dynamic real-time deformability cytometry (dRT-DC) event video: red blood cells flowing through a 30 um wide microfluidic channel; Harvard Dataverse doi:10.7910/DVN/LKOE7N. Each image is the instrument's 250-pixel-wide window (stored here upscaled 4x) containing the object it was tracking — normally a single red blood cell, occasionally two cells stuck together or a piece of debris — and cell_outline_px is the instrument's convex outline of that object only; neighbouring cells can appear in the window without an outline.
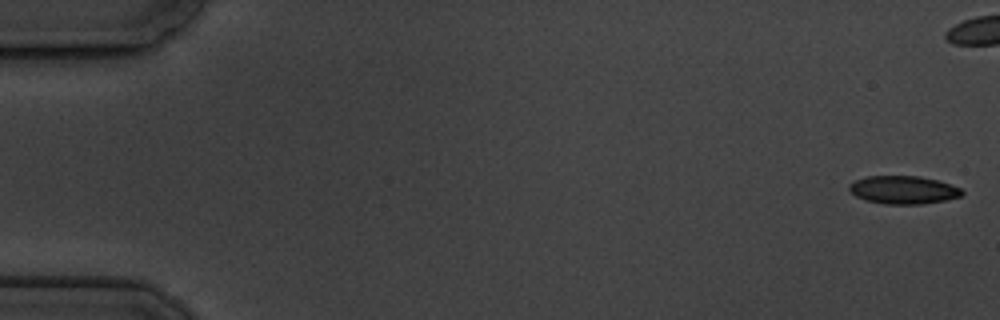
{"species": "common noctule bat (a hibernating species)", "species_latin": "Nyctalus noctula", "temperature_condition": "cold", "stored_images_in_passage": 17, "camera_frame_rate_fps": 3000, "um_per_image_px": 0.085, "animal": {"sex": "male", "body_mass_g": 19.5, "forearm_length_mm": 54.6}, "frame": {"image": 1, "passage_image": 1, "time_ms": 0.0, "image_size_px": [1000, 320], "cell_outline_px": [[964, 192], [960, 196], [944, 200], [920, 204], [884, 204], [864, 200], [856, 196], [848, 188], [848, 184], [856, 180], [868, 176], [920, 176], [936, 180], [960, 188]], "centroid_in_image_um": [76.74, 16.14], "position_along_channel_um": 8.3, "area_um2": 18.26}}
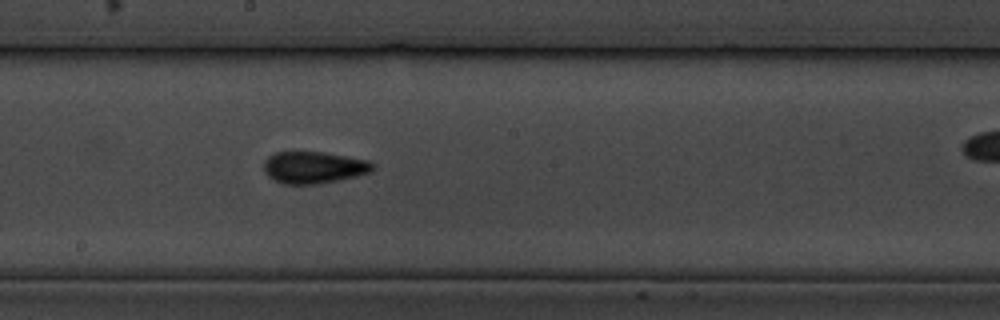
{"frame": {"image": 2, "passage_image": 10, "time_ms": 10.333, "image_size_px": [1000, 320], "cell_outline_px": [[376, 164], [372, 172], [356, 176], [316, 184], [284, 184], [268, 176], [264, 172], [264, 160], [272, 152], [324, 152], [368, 160]], "centroid_in_image_um": [26.67, 14.22], "position_along_channel_um": 221.5, "area_um2": 20.29}}
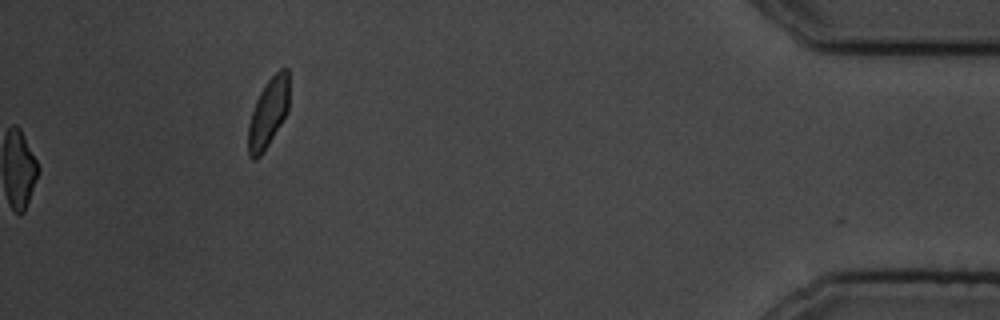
{"frame": {"image": 3, "passage_image": 17, "time_ms": 19.333, "image_size_px": [1000, 320], "cell_outline_px": [[288, 112], [268, 144], [260, 156], [256, 160], [252, 160], [248, 156], [248, 124], [256, 100], [264, 84], [280, 68], [288, 68]], "centroid_in_image_um": [22.79, 9.6], "position_along_channel_um": 412.4, "area_um2": 16.42}, "authors_computed_cell_mechanics": {"area_um2": 18.496, "velocity_mm_per_s": 3.4346, "shape_relaxation_time_tau1_ms": 3.188, "shape_relaxation_time_tau2_ms": null, "deformation_change_tau1": 0.0915, "deformation_change_tau2": null}}